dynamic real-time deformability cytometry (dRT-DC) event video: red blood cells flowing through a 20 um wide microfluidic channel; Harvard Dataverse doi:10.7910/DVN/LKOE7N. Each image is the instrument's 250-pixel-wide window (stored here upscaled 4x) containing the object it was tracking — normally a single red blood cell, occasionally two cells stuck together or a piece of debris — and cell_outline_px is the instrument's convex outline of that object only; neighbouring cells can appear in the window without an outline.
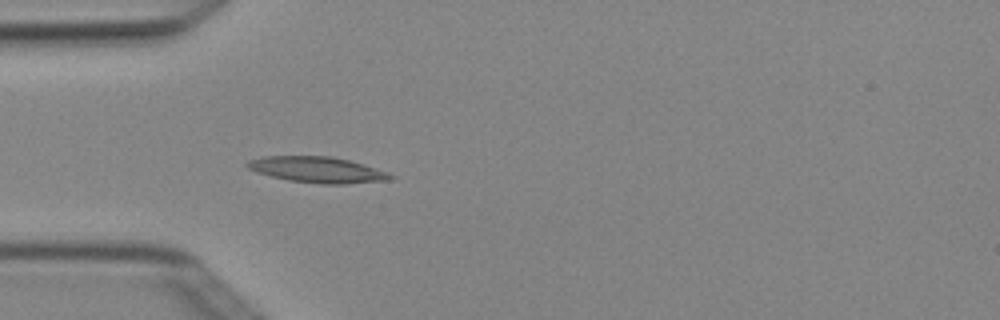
{"species": "Egyptian fruit bat (a non-hibernating species)", "species_latin": "Rousettus aegyptiacus", "temperature_condition": "cold", "stored_images_in_passage": 3, "camera_frame_rate_fps": 3000, "um_per_image_px": 0.085, "animal": {"sex": "female"}, "frame": {"image": 1, "passage_image": 3, "time_ms": 0.667, "image_size_px": [1000, 320], "cell_outline_px": [[396, 176], [392, 180], [344, 184], [320, 184], [288, 180], [256, 172], [248, 168], [244, 164], [248, 160], [264, 156], [332, 156], [364, 164], [388, 172]], "centroid_in_image_um": [27.0, 14.43], "position_along_channel_um": 58.0, "area_um2": 21.79}}